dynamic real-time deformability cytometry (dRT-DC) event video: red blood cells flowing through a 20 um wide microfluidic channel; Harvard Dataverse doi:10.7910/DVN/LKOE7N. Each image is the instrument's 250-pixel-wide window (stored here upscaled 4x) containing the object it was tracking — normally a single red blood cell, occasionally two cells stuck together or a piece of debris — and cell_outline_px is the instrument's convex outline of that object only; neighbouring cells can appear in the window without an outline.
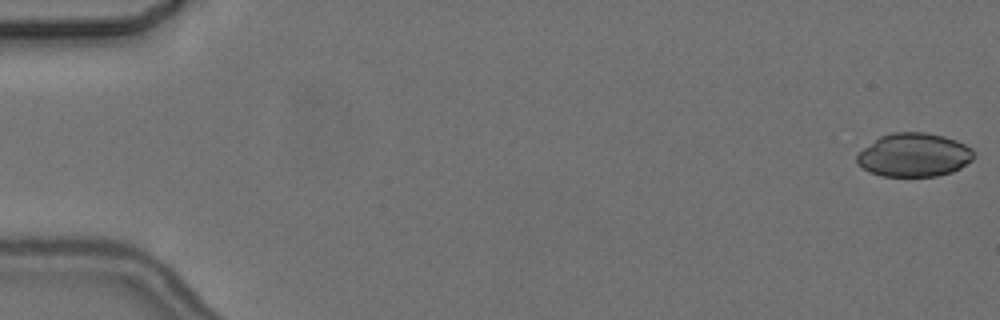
{"species": "common noctule bat (a hibernating species)", "species_latin": "Nyctalus noctula", "temperature_condition": "cold", "stored_images_in_passage": 6, "camera_frame_rate_fps": 3000, "um_per_image_px": 0.085, "animal": {"sex": "female", "body_mass_g": 24.6, "forearm_length_mm": 56.2}, "frame": {"image": 1, "passage_image": 1, "time_ms": 0.0, "image_size_px": [1000, 320], "cell_outline_px": [[976, 156], [972, 160], [960, 168], [952, 172], [936, 176], [880, 176], [868, 172], [856, 160], [856, 156], [864, 148], [880, 136], [892, 132], [924, 132], [944, 136], [956, 140], [972, 148], [976, 152]], "centroid_in_image_um": [77.72, 13.17], "position_along_channel_um": 7.3, "area_um2": 29.77}}